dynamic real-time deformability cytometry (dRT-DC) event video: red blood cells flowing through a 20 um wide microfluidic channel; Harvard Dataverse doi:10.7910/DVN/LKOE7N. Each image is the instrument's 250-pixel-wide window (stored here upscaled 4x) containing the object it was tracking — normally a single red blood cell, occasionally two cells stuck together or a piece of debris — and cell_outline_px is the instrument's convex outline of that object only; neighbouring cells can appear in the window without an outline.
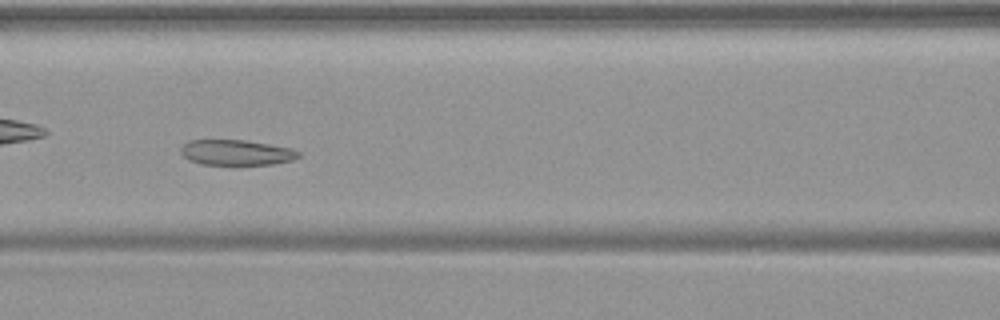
{"species": "common noctule bat (a hibernating species)", "species_latin": "Nyctalus noctula", "temperature_condition": "warm", "stored_images_in_passage": 38, "camera_frame_rate_fps": 3000, "um_per_image_px": 0.085, "animal": {"sex": "female", "body_mass_g": 19.9}, "frame": {"image": 1, "passage_image": 10, "time_ms": 3.0, "image_size_px": [1000, 320], "cell_outline_px": [[300, 156], [292, 160], [272, 164], [200, 164], [188, 160], [180, 152], [180, 148], [188, 140], [244, 140], [292, 148], [300, 152]], "centroid_in_image_um": [20.07, 12.96], "position_along_channel_um": 146.5, "area_um2": 17.34}}
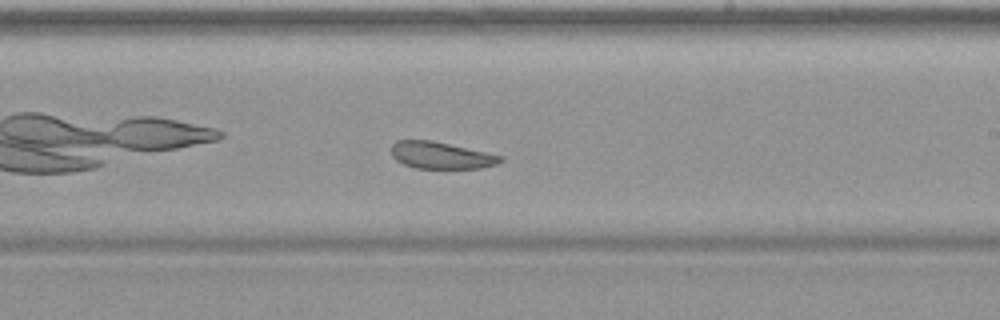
{"frame": {"image": 2, "passage_image": 18, "time_ms": 5.667, "image_size_px": [1000, 320], "cell_outline_px": [[504, 160], [496, 164], [480, 168], [416, 168], [404, 164], [396, 160], [392, 156], [392, 144], [396, 140], [432, 140], [504, 156]], "centroid_in_image_um": [37.49, 13.2], "position_along_channel_um": 251.5, "area_um2": 17.05}}
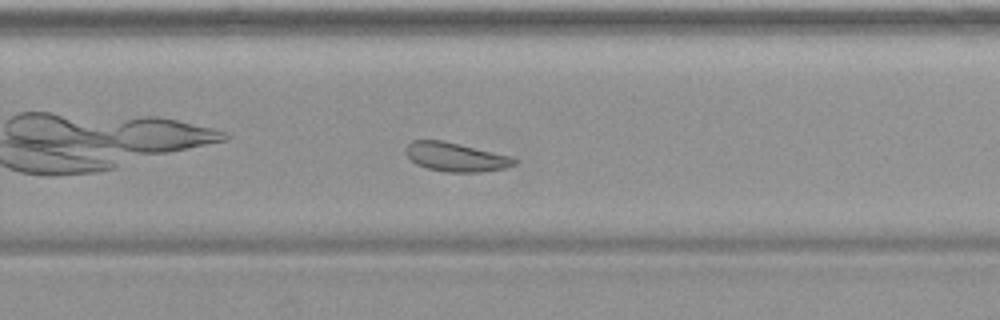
{"frame": {"image": 3, "passage_image": 21, "time_ms": 6.667, "image_size_px": [1000, 320], "cell_outline_px": [[520, 160], [516, 164], [504, 168], [480, 172], [444, 172], [428, 168], [416, 164], [404, 152], [404, 148], [412, 140], [444, 140], [512, 156]], "centroid_in_image_um": [38.75, 13.34], "position_along_channel_um": 291.0, "area_um2": 18.5}}